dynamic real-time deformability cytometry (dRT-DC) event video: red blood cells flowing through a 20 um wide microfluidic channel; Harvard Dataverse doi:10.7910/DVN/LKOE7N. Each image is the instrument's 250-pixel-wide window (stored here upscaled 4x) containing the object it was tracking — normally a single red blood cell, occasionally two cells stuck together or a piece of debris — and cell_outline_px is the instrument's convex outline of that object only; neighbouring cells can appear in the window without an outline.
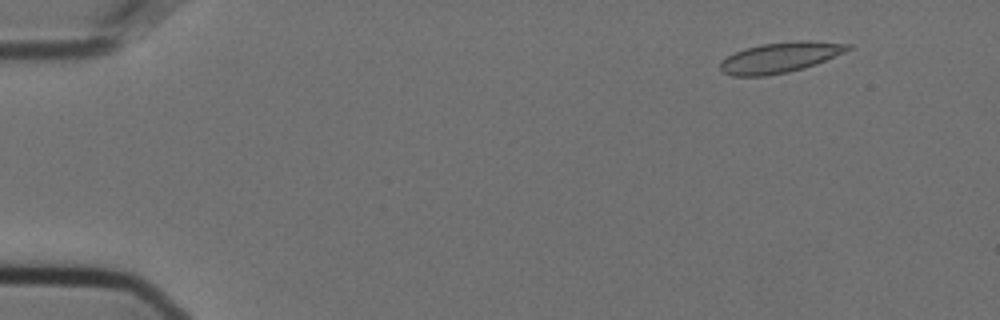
{"species": "Egyptian fruit bat (a non-hibernating species)", "species_latin": "Rousettus aegyptiacus", "temperature_condition": "cold", "stored_images_in_passage": 58, "segment_of_instrument_passage": [1, 2], "camera_frame_rate_fps": 3000, "um_per_image_px": 0.085, "animal": {"sex": "female"}, "frame": {"image": 1, "passage_image": 6, "time_ms": 1.667, "image_size_px": [1000, 320], "cell_outline_px": [[852, 48], [844, 52], [816, 64], [804, 68], [788, 72], [764, 76], [732, 76], [720, 72], [720, 64], [728, 56], [744, 48], [760, 44], [800, 40], [808, 40], [852, 44]], "centroid_in_image_um": [66.31, 4.88], "position_along_channel_um": 18.7, "area_um2": 22.66}}
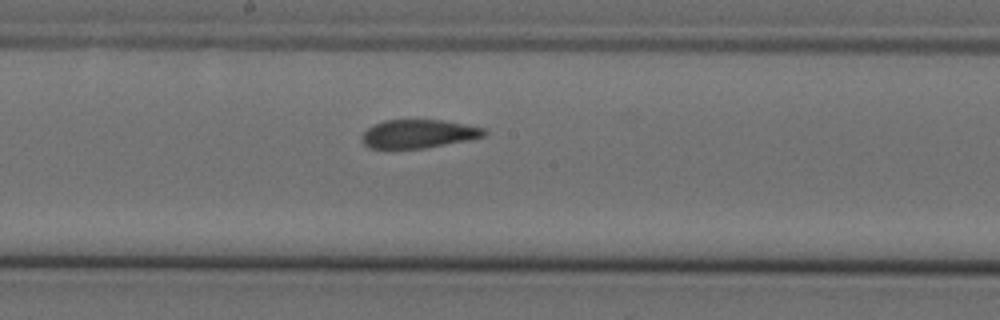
{"frame": {"image": 2, "passage_image": 31, "time_ms": 10.0, "image_size_px": [1000, 320], "cell_outline_px": [[488, 132], [484, 136], [468, 140], [424, 148], [368, 148], [360, 140], [360, 136], [368, 128], [384, 120], [440, 120], [464, 124], [484, 128]], "centroid_in_image_um": [35.55, 11.38], "position_along_channel_um": 212.7, "area_um2": 20.17}}
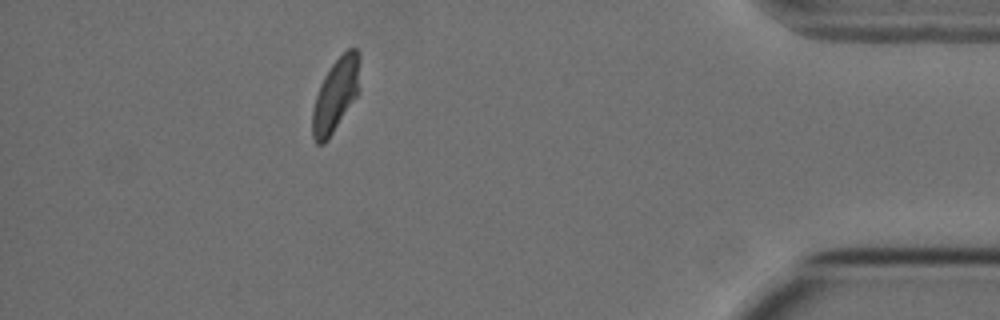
{"frame": {"image": 3, "passage_image": 51, "time_ms": 16.667, "image_size_px": [1000, 320], "cell_outline_px": [[360, 92], [328, 140], [324, 144], [316, 144], [312, 136], [312, 108], [320, 84], [324, 76], [332, 64], [348, 48], [356, 48], [360, 56]], "centroid_in_image_um": [28.55, 8.08], "position_along_channel_um": 406.6, "area_um2": 20.63}}